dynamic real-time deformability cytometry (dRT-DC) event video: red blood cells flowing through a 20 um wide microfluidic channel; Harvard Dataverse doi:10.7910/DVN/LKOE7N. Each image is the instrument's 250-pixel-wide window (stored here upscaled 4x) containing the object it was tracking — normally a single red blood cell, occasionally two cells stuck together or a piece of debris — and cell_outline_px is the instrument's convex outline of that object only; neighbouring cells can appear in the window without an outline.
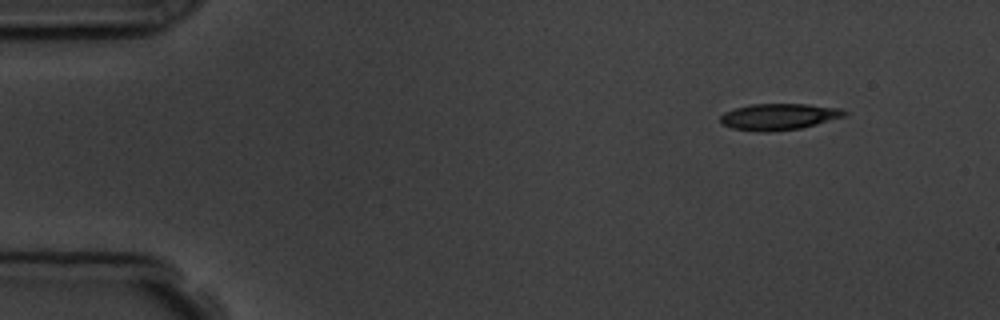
{"species": "common noctule bat (a hibernating species)", "species_latin": "Nyctalus noctula", "temperature_condition": "room temperature", "stored_images_in_passage": 3, "camera_frame_rate_fps": 3000, "um_per_image_px": 0.085, "animal": {"sex": "male", "body_mass_g": 19.5, "forearm_length_mm": 54.6}, "frame": {"image": 1, "passage_image": 1, "time_ms": 0.0, "image_size_px": [1000, 320], "cell_outline_px": [[848, 116], [800, 128], [768, 132], [760, 132], [732, 128], [720, 124], [720, 116], [724, 112], [748, 104], [808, 104], [840, 108], [848, 112]], "centroid_in_image_um": [66.21, 9.92], "position_along_channel_um": 18.8, "area_um2": 19.25}}
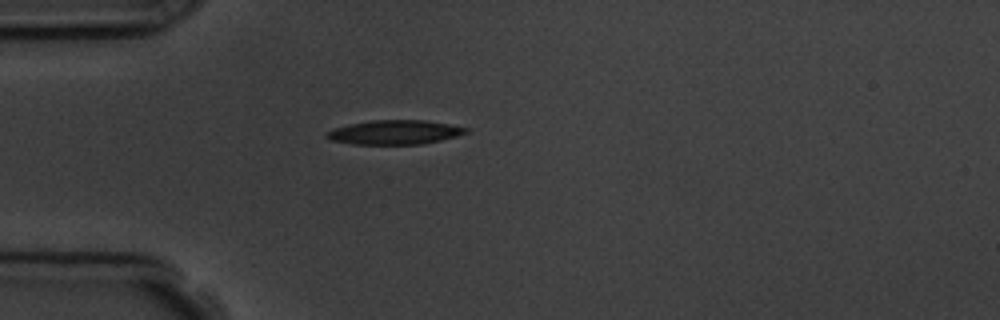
{"frame": {"image": 2, "passage_image": 3, "time_ms": 3.0, "image_size_px": [1000, 320], "cell_outline_px": [[468, 132], [456, 136], [424, 144], [352, 144], [332, 140], [324, 136], [328, 132], [336, 128], [348, 124], [372, 120], [424, 120], [448, 124], [468, 128]], "centroid_in_image_um": [33.55, 11.24], "position_along_channel_um": 51.4, "area_um2": 19.48}}